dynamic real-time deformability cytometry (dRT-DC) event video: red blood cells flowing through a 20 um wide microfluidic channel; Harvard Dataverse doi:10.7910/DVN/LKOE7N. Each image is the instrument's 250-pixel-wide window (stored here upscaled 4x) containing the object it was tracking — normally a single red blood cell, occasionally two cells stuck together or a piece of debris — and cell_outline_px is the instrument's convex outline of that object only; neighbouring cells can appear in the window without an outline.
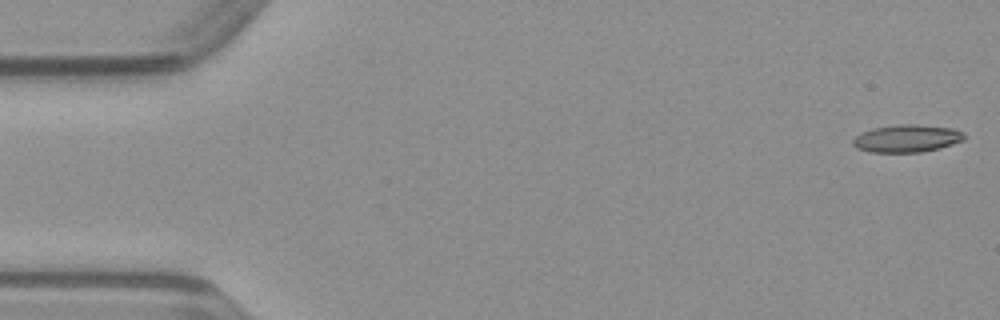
{"species": "common noctule bat (a hibernating species)", "species_latin": "Nyctalus noctula", "temperature_condition": "warm", "stored_images_in_passage": 49, "camera_frame_rate_fps": 3000, "um_per_image_px": 0.085, "animal": {"sex": "male", "body_mass_g": 23.1, "forearm_length_mm": 52.7}, "frame": {"image": 1, "passage_image": 1, "time_ms": 0.0, "image_size_px": [1000, 320], "cell_outline_px": [[964, 140], [940, 148], [920, 152], [868, 152], [856, 148], [852, 144], [852, 140], [860, 132], [872, 128], [900, 124], [912, 124], [952, 128], [964, 132]], "centroid_in_image_um": [77.05, 11.77], "position_along_channel_um": 8.0, "area_um2": 17.92}}
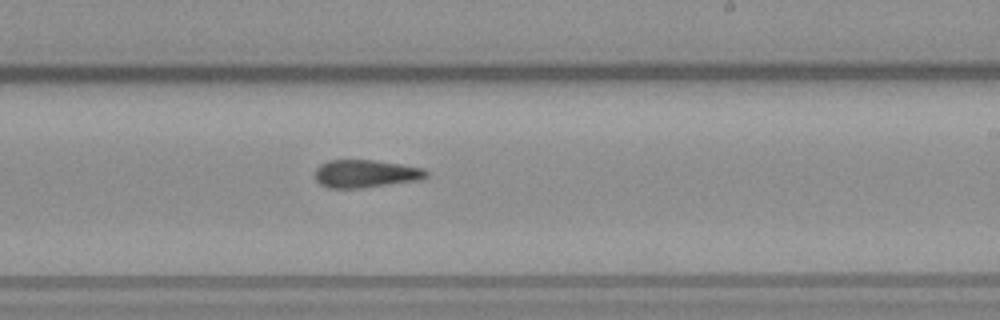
{"frame": {"image": 2, "passage_image": 29, "time_ms": 9.333, "image_size_px": [1000, 320], "cell_outline_px": [[428, 176], [420, 180], [360, 188], [328, 188], [320, 184], [316, 180], [316, 168], [320, 164], [328, 160], [372, 160], [400, 164], [424, 168], [428, 172]], "centroid_in_image_um": [31.08, 14.76], "position_along_channel_um": 257.9, "area_um2": 18.03}}
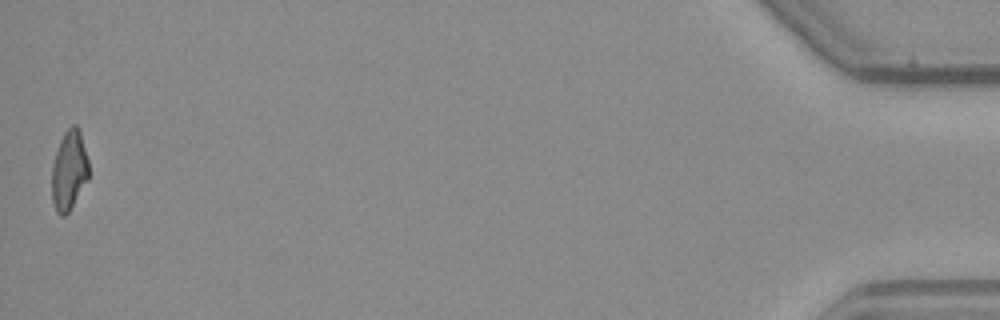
{"frame": {"image": 3, "passage_image": 49, "time_ms": 16.0, "image_size_px": [1000, 320], "cell_outline_px": [[88, 180], [68, 212], [64, 216], [60, 216], [56, 212], [52, 200], [52, 164], [60, 140], [64, 132], [72, 124], [76, 124], [80, 132], [88, 160]], "centroid_in_image_um": [5.86, 14.49], "position_along_channel_um": 429.3, "area_um2": 17.05}}